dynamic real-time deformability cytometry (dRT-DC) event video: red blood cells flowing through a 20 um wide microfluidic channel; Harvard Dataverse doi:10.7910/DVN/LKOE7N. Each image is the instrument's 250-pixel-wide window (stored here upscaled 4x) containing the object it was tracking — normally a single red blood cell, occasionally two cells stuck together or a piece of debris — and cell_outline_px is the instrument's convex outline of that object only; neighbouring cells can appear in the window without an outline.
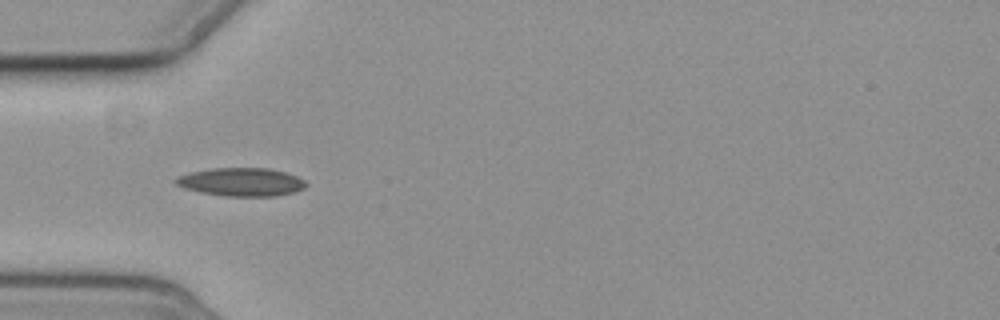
{"species": "common noctule bat (a hibernating species)", "species_latin": "Nyctalus noctula", "temperature_condition": "cold", "stored_images_in_passage": 9, "camera_frame_rate_fps": 3000, "um_per_image_px": 0.085, "animal": {"sex": "female", "body_mass_g": 19.3, "forearm_length_mm": 54.1}, "frame": {"image": 1, "passage_image": 1, "time_ms": 0.0, "image_size_px": [1000, 320], "cell_outline_px": [[308, 184], [304, 188], [292, 192], [276, 196], [224, 196], [200, 192], [184, 188], [176, 184], [172, 180], [176, 176], [192, 172], [212, 168], [268, 168], [284, 172], [296, 176], [304, 180]], "centroid_in_image_um": [20.48, 15.47], "position_along_channel_um": 64.5, "area_um2": 21.44}}
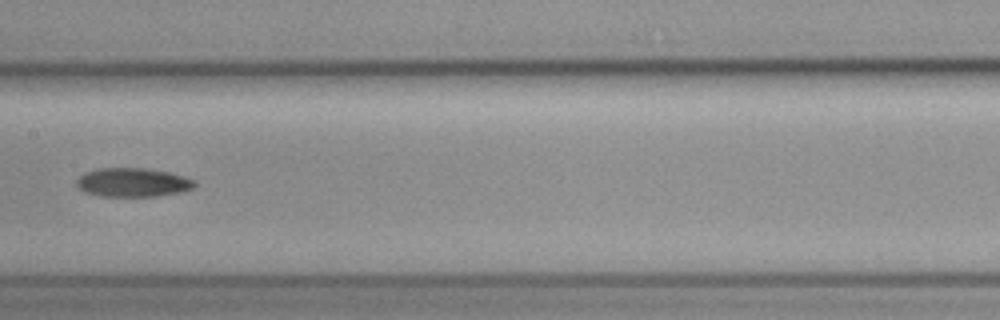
{"frame": {"image": 2, "passage_image": 4, "time_ms": 3.667, "image_size_px": [1000, 320], "cell_outline_px": [[196, 184], [192, 188], [180, 192], [156, 196], [100, 196], [84, 192], [76, 188], [76, 180], [84, 172], [96, 168], [148, 168], [168, 172], [184, 176], [196, 180]], "centroid_in_image_um": [11.25, 15.5], "position_along_channel_um": 196.2, "area_um2": 20.06}}
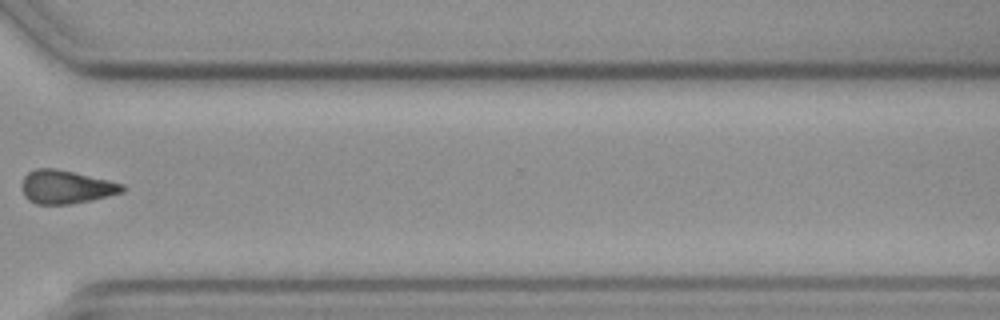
{"frame": {"image": 3, "passage_image": 8, "time_ms": 8.333, "image_size_px": [1000, 320], "cell_outline_px": [[124, 192], [92, 200], [72, 204], [36, 204], [28, 200], [24, 196], [24, 176], [28, 172], [36, 168], [56, 168], [108, 180], [124, 184]], "centroid_in_image_um": [5.63, 15.89], "position_along_channel_um": 365.0, "area_um2": 19.42}}